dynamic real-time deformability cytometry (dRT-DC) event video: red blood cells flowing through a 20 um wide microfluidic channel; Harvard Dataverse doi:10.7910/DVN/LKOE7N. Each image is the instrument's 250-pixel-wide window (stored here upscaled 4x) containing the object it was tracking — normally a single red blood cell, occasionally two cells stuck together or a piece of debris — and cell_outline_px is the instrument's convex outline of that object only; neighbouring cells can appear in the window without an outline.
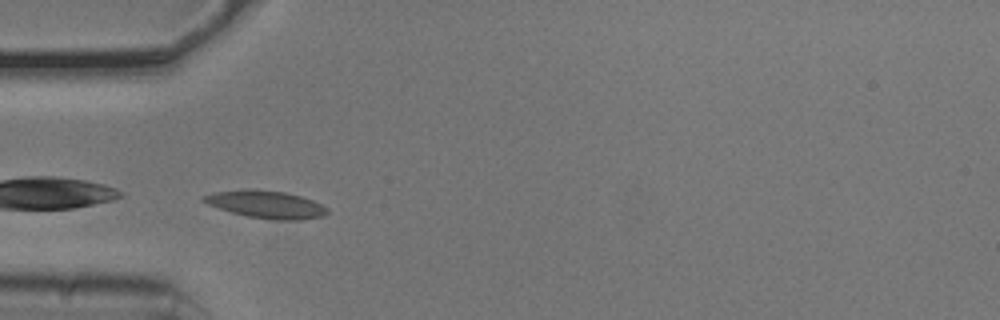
{"species": "common noctule bat (a hibernating species)", "species_latin": "Nyctalus noctula", "temperature_condition": "cold", "stored_images_in_passage": 30, "camera_frame_rate_fps": 3000, "um_per_image_px": 0.085, "animal": {"sex": "male", "body_mass_g": 20.5, "forearm_length_mm": 52.5}, "frame": {"image": 1, "passage_image": 1, "time_ms": 0.0, "image_size_px": [1000, 320], "cell_outline_px": [[328, 212], [324, 216], [300, 220], [276, 220], [248, 216], [232, 212], [208, 204], [200, 200], [204, 196], [216, 192], [244, 188], [284, 192], [300, 196], [312, 200], [328, 208]], "centroid_in_image_um": [22.63, 17.37], "position_along_channel_um": 62.4, "area_um2": 19.65}}
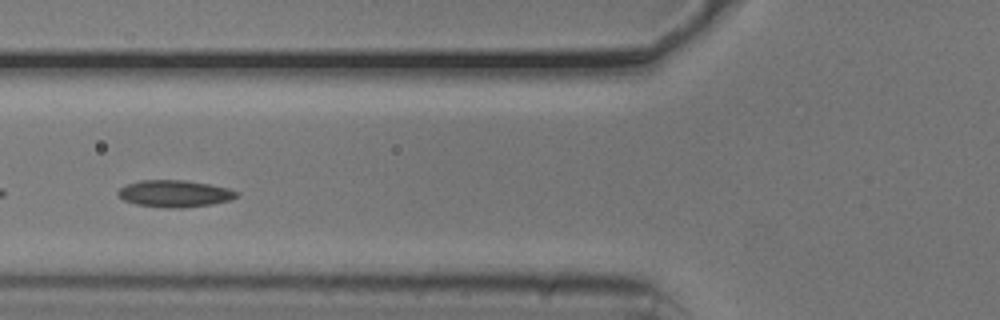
{"frame": {"image": 2, "passage_image": 5, "time_ms": 1.333, "image_size_px": [1000, 320], "cell_outline_px": [[240, 196], [232, 200], [212, 204], [180, 208], [168, 208], [136, 204], [124, 200], [116, 192], [120, 188], [128, 184], [140, 180], [184, 180], [208, 184], [228, 188], [236, 192]], "centroid_in_image_um": [14.86, 16.46], "position_along_channel_um": 110.9, "area_um2": 18.5}}
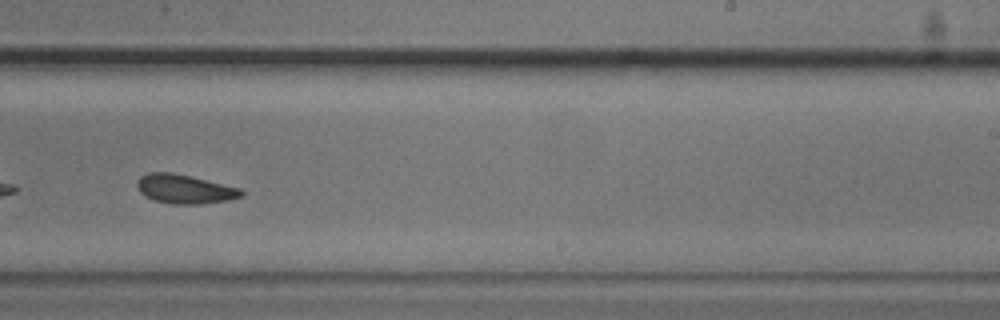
{"frame": {"image": 3, "passage_image": 18, "time_ms": 5.667, "image_size_px": [1000, 320], "cell_outline_px": [[244, 196], [228, 200], [200, 204], [172, 204], [152, 200], [144, 196], [140, 192], [136, 184], [140, 176], [148, 172], [168, 172], [188, 176], [240, 188], [244, 192]], "centroid_in_image_um": [15.67, 16.08], "position_along_channel_um": 273.3, "area_um2": 17.57}, "authors_computed_cell_mechanics": {"area_um2": 17.5712, "velocity_mm_per_s": 3.7491, "shape_relaxation_time_tau1_ms": null, "shape_relaxation_time_tau2_ms": 3.8974, "deformation_change_tau1": null, "deformation_change_tau2": 0.1136}}